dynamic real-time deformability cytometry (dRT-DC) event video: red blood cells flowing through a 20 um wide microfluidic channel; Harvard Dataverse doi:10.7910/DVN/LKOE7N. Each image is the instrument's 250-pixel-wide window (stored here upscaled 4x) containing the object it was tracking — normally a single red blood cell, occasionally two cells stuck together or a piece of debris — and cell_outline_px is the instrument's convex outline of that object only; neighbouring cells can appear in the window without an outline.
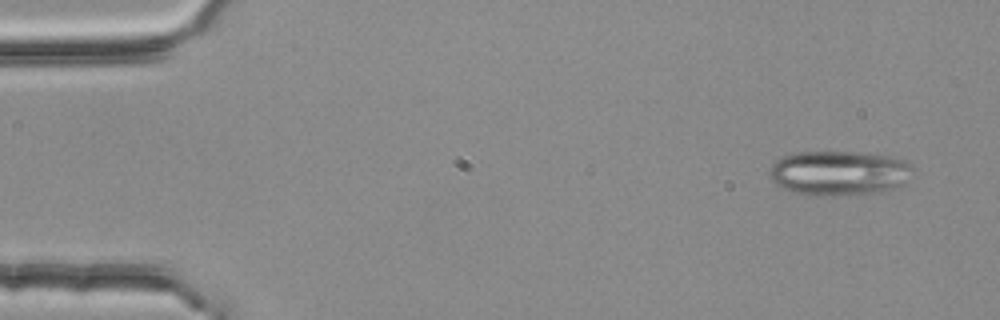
{"species": "common noctule bat (a hibernating species)", "species_latin": "Nyctalus noctula", "temperature_condition": "room temperature", "stored_images_in_passage": 4, "camera_frame_rate_fps": 3000, "um_per_image_px": 0.085, "animal": {"sex": "female", "body_mass_g": 25.1}, "frame": {"image": 1, "passage_image": 1, "time_ms": 0.0, "image_size_px": [1000, 320], "cell_outline_px": [[912, 168], [908, 180], [904, 184], [892, 188], [876, 192], [844, 196], [804, 196], [792, 192], [776, 184], [772, 180], [768, 172], [772, 164], [780, 156], [800, 152], [856, 152], [888, 156], [904, 160], [912, 164]], "centroid_in_image_um": [71.28, 14.72], "position_along_channel_um": 13.7, "area_um2": 37.69}}